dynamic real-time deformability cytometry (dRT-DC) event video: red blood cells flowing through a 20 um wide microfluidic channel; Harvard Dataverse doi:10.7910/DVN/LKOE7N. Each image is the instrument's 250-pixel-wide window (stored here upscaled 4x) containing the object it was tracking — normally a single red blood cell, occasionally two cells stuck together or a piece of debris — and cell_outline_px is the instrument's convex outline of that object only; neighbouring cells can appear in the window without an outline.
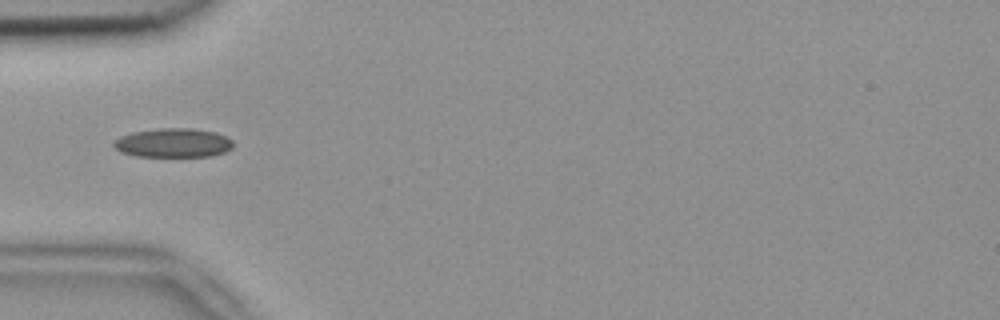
{"species": "common noctule bat (a hibernating species)", "species_latin": "Nyctalus noctula", "temperature_condition": "room temperature", "stored_images_in_passage": 5, "camera_frame_rate_fps": 3000, "um_per_image_px": 0.085, "animal": {"sex": "female", "body_mass_g": 18.4}, "frame": {"image": 1, "passage_image": 5, "time_ms": 1.333, "image_size_px": [1000, 320], "cell_outline_px": [[232, 148], [224, 152], [212, 156], [136, 156], [120, 152], [112, 144], [120, 136], [132, 132], [160, 128], [192, 128], [216, 132], [228, 136], [232, 140]], "centroid_in_image_um": [14.74, 12.13], "position_along_channel_um": 70.3, "area_um2": 20.29}}